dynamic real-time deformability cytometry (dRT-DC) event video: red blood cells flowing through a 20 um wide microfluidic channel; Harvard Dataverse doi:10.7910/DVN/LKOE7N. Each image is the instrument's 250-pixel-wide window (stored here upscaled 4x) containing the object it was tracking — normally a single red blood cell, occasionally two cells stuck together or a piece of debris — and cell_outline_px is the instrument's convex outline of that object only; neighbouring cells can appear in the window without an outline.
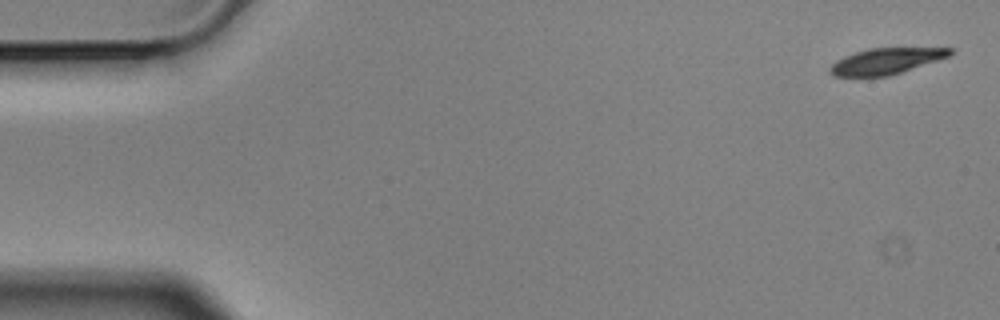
{"species": "Egyptian fruit bat (a non-hibernating species)", "species_latin": "Rousettus aegyptiacus", "temperature_condition": "cold", "stored_images_in_passage": 3, "camera_frame_rate_fps": 3000, "um_per_image_px": 0.085, "animal": {"sex": "male"}, "frame": {"image": 1, "passage_image": 1, "time_ms": 0.0, "image_size_px": [1000, 320], "cell_outline_px": [[956, 52], [948, 56], [888, 76], [832, 76], [828, 72], [828, 68], [836, 60], [844, 56], [868, 48], [952, 48]], "centroid_in_image_um": [75.26, 5.19], "position_along_channel_um": 9.7, "area_um2": 17.98}}